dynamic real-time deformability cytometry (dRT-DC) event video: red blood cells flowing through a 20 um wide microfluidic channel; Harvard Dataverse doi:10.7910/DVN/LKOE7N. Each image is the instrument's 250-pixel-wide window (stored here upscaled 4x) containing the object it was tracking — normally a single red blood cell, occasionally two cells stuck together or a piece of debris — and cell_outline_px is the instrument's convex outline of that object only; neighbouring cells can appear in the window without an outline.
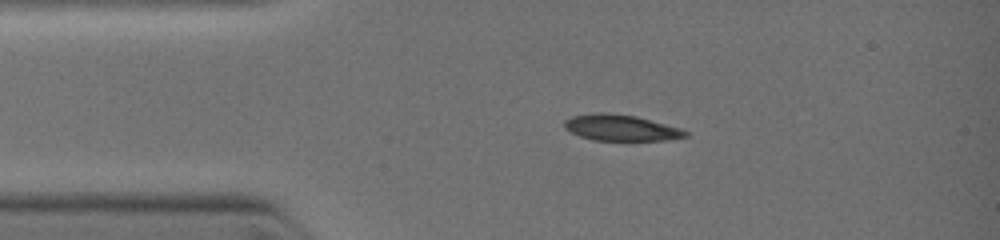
{"species": "common noctule bat (a hibernating species)", "species_latin": "Nyctalus noctula", "temperature_condition": "warm", "stored_images_in_passage": 47, "camera_frame_rate_fps": 3000, "um_per_image_px": 0.085, "animal": {"sex": "female", "body_mass_g": 19.0, "forearm_length_mm": 51.5}, "frame": {"image": 1, "passage_image": 10, "time_ms": 2.0, "image_size_px": [1000, 240], "cell_outline_px": [[688, 136], [668, 140], [596, 140], [580, 136], [564, 128], [564, 120], [572, 116], [592, 112], [604, 112], [636, 116], [680, 128], [688, 132]], "centroid_in_image_um": [52.76, 10.85], "position_along_channel_um": 32.2, "area_um2": 18.32}}
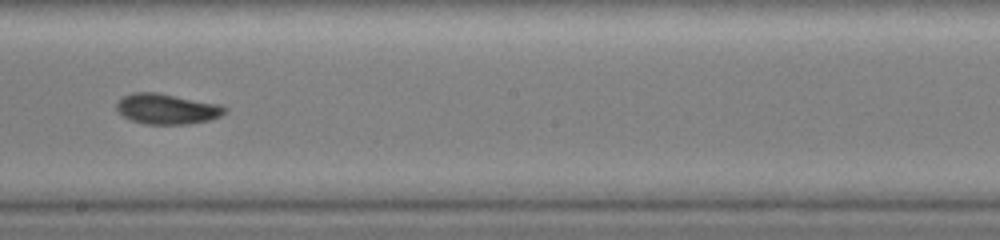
{"frame": {"image": 2, "passage_image": 28, "time_ms": 6.333, "image_size_px": [1000, 240], "cell_outline_px": [[228, 108], [220, 116], [208, 120], [188, 124], [144, 124], [132, 120], [124, 116], [116, 108], [116, 104], [124, 96], [132, 92], [156, 92], [220, 104]], "centroid_in_image_um": [14.19, 9.25], "position_along_channel_um": 234.0, "area_um2": 19.02}}
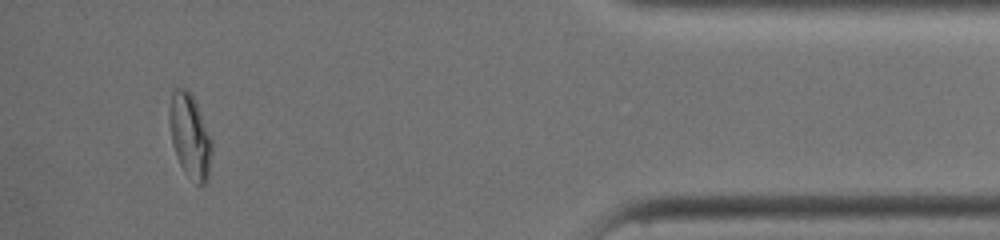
{"frame": {"image": 3, "passage_image": 43, "time_ms": 10.667, "image_size_px": [1000, 240], "cell_outline_px": [[212, 152], [208, 180], [204, 184], [196, 184], [184, 172], [176, 156], [172, 144], [168, 124], [168, 112], [172, 92], [176, 84], [188, 88], [196, 104], [212, 140]], "centroid_in_image_um": [16.11, 11.53], "position_along_channel_um": 419.1, "area_um2": 21.21}}